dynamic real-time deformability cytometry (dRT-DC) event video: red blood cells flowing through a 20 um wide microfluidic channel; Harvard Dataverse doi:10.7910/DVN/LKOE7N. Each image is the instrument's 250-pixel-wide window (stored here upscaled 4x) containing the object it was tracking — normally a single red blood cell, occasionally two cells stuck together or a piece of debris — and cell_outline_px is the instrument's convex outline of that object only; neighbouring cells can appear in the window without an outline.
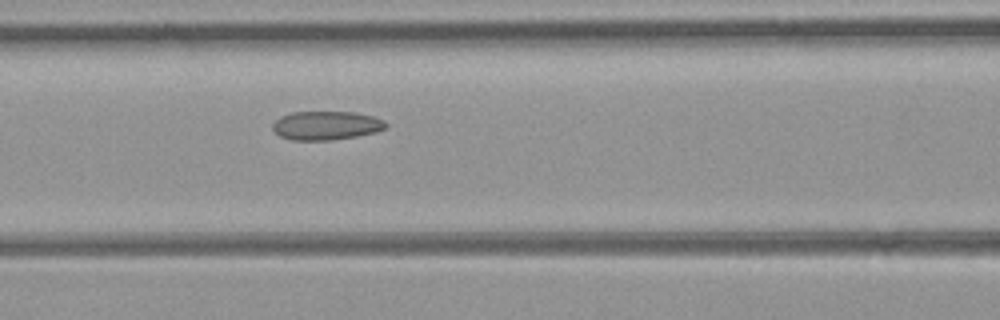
{"species": "common noctule bat (a hibernating species)", "species_latin": "Nyctalus noctula", "temperature_condition": "room temperature", "stored_images_in_passage": 20, "camera_frame_rate_fps": 3000, "um_per_image_px": 0.085, "animal": {"sex": "female", "body_mass_g": 21.9}, "frame": {"image": 1, "passage_image": 6, "time_ms": 1.667, "image_size_px": [1000, 320], "cell_outline_px": [[388, 128], [376, 132], [356, 136], [332, 140], [292, 140], [280, 136], [272, 128], [272, 124], [280, 116], [292, 112], [352, 112], [372, 116], [384, 120], [388, 124]], "centroid_in_image_um": [27.74, 10.67], "position_along_channel_um": 138.9, "area_um2": 19.02}}
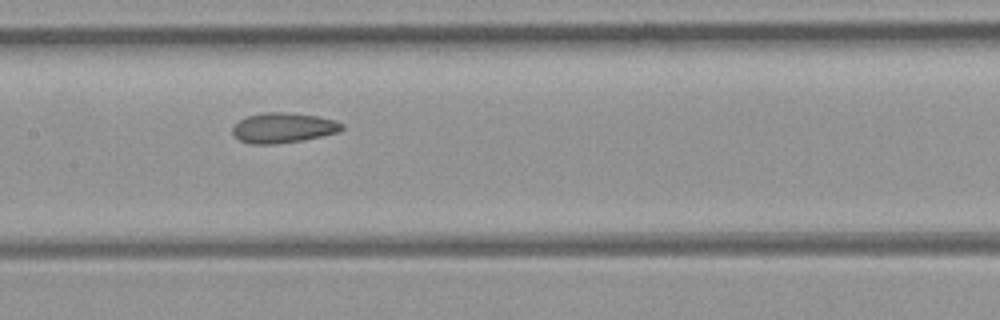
{"frame": {"image": 2, "passage_image": 9, "time_ms": 2.667, "image_size_px": [1000, 320], "cell_outline_px": [[344, 128], [340, 132], [300, 140], [276, 144], [252, 144], [240, 140], [232, 132], [232, 128], [240, 120], [248, 116], [264, 112], [284, 112], [316, 116], [336, 120], [344, 124]], "centroid_in_image_um": [24.1, 10.86], "position_along_channel_um": 183.3, "area_um2": 19.02}}